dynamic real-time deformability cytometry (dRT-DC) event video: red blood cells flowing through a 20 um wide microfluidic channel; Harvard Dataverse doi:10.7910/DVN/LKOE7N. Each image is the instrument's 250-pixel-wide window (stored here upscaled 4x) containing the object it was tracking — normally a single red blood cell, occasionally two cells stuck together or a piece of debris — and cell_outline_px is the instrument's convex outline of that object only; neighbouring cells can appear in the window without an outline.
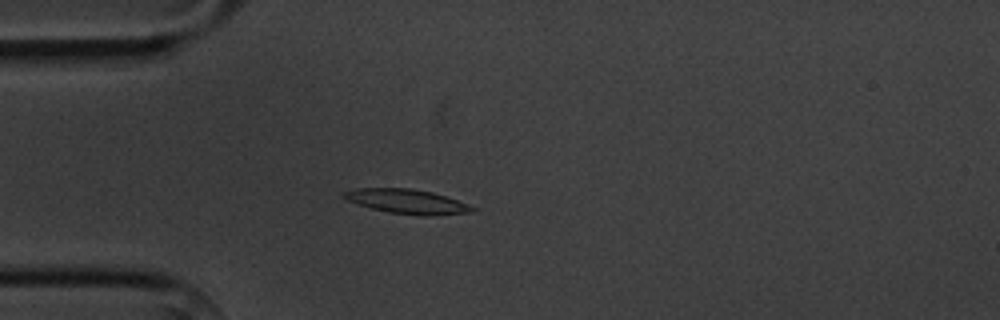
{"species": "common noctule bat (a hibernating species)", "species_latin": "Nyctalus noctula", "temperature_condition": "cold", "stored_images_in_passage": 4, "camera_frame_rate_fps": 3000, "um_per_image_px": 0.085, "animal": {"sex": "male", "body_mass_g": 20.1, "forearm_length_mm": 53.5}, "frame": {"image": 1, "passage_image": 3, "time_ms": 2.333, "image_size_px": [1000, 320], "cell_outline_px": [[476, 208], [472, 212], [424, 216], [388, 212], [372, 208], [348, 200], [340, 196], [344, 192], [356, 188], [408, 188], [432, 192], [468, 204]], "centroid_in_image_um": [34.58, 17.12], "position_along_channel_um": 50.4, "area_um2": 17.98}}